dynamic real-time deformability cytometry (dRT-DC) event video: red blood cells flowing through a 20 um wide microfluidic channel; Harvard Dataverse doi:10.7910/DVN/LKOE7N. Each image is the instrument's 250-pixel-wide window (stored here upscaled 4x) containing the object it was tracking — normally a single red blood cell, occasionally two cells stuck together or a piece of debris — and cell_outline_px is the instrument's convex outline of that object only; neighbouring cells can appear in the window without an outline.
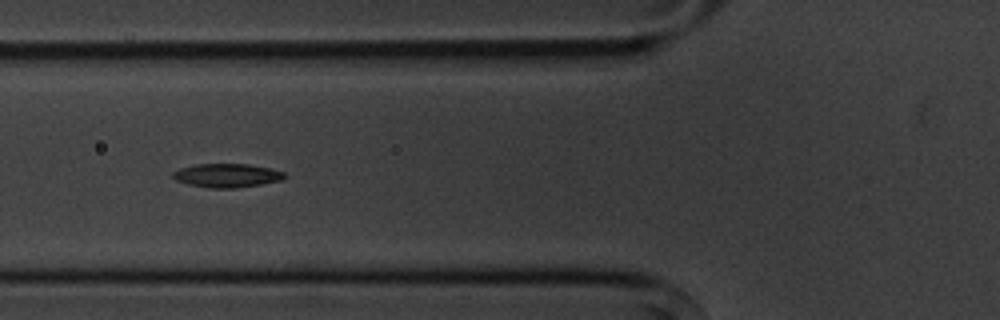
{"species": "common noctule bat (a hibernating species)", "species_latin": "Nyctalus noctula", "temperature_condition": "cold", "stored_images_in_passage": 16, "segment_of_instrument_passage": [1, 2], "camera_frame_rate_fps": 3000, "um_per_image_px": 0.085, "animal": {"sex": "male", "body_mass_g": 20.1, "forearm_length_mm": 53.5}, "frame": {"image": 1, "passage_image": 6, "time_ms": 6.667, "image_size_px": [1000, 320], "cell_outline_px": [[284, 176], [280, 180], [260, 184], [236, 188], [208, 188], [188, 184], [176, 180], [172, 176], [172, 172], [180, 168], [192, 164], [248, 164], [272, 168], [284, 172]], "centroid_in_image_um": [19.24, 14.91], "position_along_channel_um": 106.6, "area_um2": 15.43}}
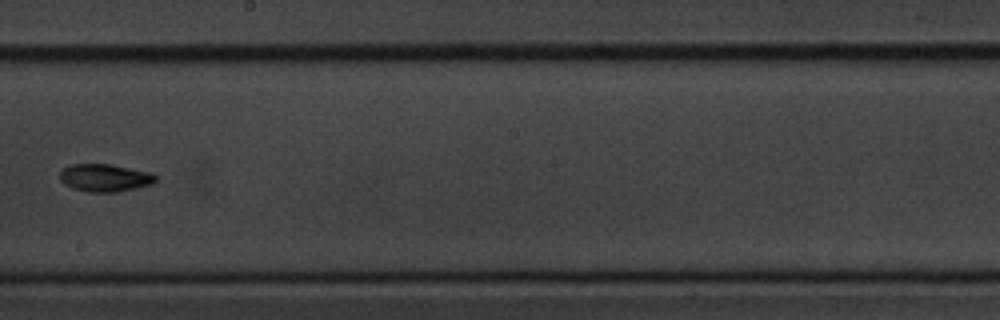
{"frame": {"image": 2, "passage_image": 9, "time_ms": 10.333, "image_size_px": [1000, 320], "cell_outline_px": [[156, 180], [152, 184], [116, 192], [88, 192], [72, 188], [64, 184], [60, 180], [60, 172], [64, 168], [72, 164], [112, 164], [148, 172], [156, 176]], "centroid_in_image_um": [8.88, 15.11], "position_along_channel_um": 239.3, "area_um2": 15.32}}
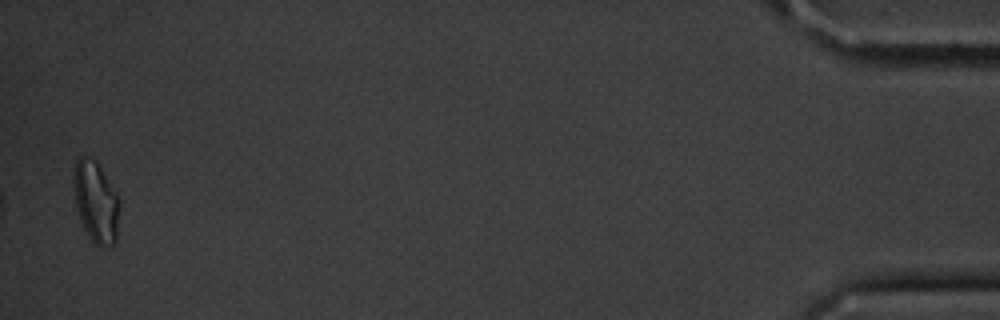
{"frame": {"image": 3, "passage_image": 15, "time_ms": 18.0, "image_size_px": [1000, 320], "cell_outline_px": [[120, 208], [116, 240], [112, 244], [104, 248], [96, 244], [88, 236], [80, 220], [76, 208], [72, 180], [72, 176], [76, 160], [80, 156], [84, 156], [92, 160], [100, 168], [116, 192], [120, 200]], "centroid_in_image_um": [8.14, 17.19], "position_along_channel_um": 427.1, "area_um2": 21.73}}